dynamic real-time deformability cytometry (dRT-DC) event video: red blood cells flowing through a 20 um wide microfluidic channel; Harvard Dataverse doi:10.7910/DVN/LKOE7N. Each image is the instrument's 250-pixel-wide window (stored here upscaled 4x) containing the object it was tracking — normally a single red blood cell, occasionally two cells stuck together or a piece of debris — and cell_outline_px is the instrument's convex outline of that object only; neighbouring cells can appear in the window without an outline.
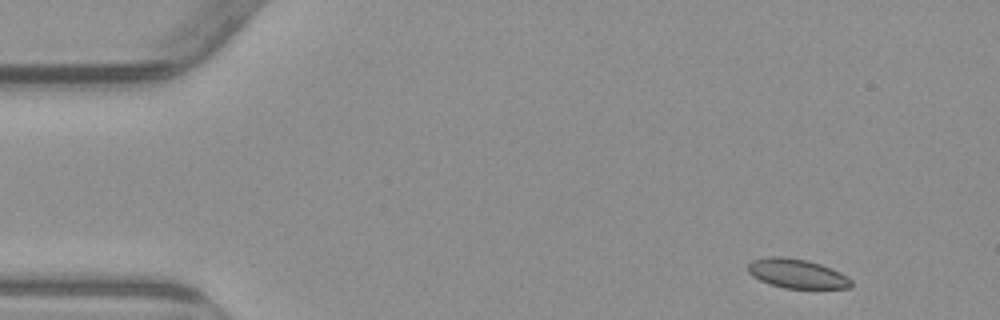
{"species": "common noctule bat (a hibernating species)", "species_latin": "Nyctalus noctula", "temperature_condition": "warm", "stored_images_in_passage": 4, "camera_frame_rate_fps": 3000, "um_per_image_px": 0.085, "animal": {"sex": "male", "body_mass_g": 23.1, "forearm_length_mm": 52.7}, "frame": {"image": 1, "passage_image": 1, "time_ms": 0.0, "image_size_px": [1000, 320], "cell_outline_px": [[852, 284], [848, 288], [784, 288], [760, 280], [752, 276], [748, 272], [748, 264], [752, 260], [768, 256], [780, 256], [808, 260], [832, 268], [848, 276], [852, 280]], "centroid_in_image_um": [67.74, 23.24], "position_along_channel_um": 17.3, "area_um2": 17.63}}
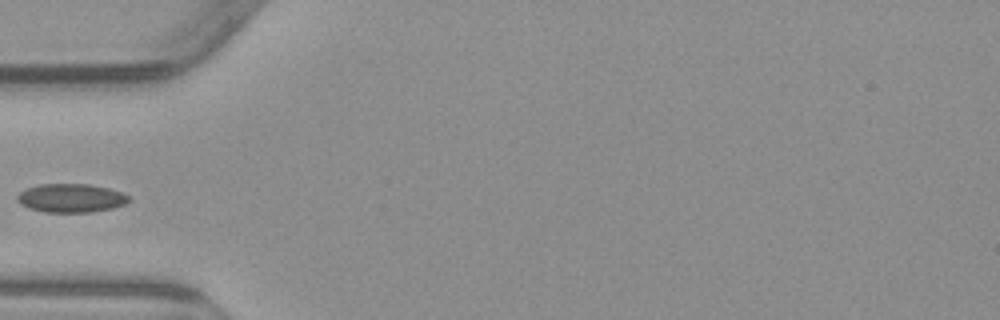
{"frame": {"image": 2, "passage_image": 4, "time_ms": 4.333, "image_size_px": [1000, 320], "cell_outline_px": [[128, 200], [124, 204], [112, 208], [92, 212], [44, 212], [28, 208], [20, 204], [16, 200], [16, 196], [20, 192], [28, 188], [40, 184], [88, 184], [108, 188], [120, 192], [128, 196]], "centroid_in_image_um": [5.98, 16.84], "position_along_channel_um": 79.0, "area_um2": 18.5}}